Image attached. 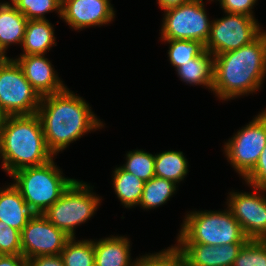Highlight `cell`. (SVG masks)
I'll return each instance as SVG.
<instances>
[{
	"instance_id": "1",
	"label": "cell",
	"mask_w": 266,
	"mask_h": 266,
	"mask_svg": "<svg viewBox=\"0 0 266 266\" xmlns=\"http://www.w3.org/2000/svg\"><path fill=\"white\" fill-rule=\"evenodd\" d=\"M36 114L40 118L47 147L53 155L84 133L103 126L83 98L68 88L43 96Z\"/></svg>"
},
{
	"instance_id": "2",
	"label": "cell",
	"mask_w": 266,
	"mask_h": 266,
	"mask_svg": "<svg viewBox=\"0 0 266 266\" xmlns=\"http://www.w3.org/2000/svg\"><path fill=\"white\" fill-rule=\"evenodd\" d=\"M266 75V32L237 50L214 56L213 89L219 99L255 92Z\"/></svg>"
},
{
	"instance_id": "3",
	"label": "cell",
	"mask_w": 266,
	"mask_h": 266,
	"mask_svg": "<svg viewBox=\"0 0 266 266\" xmlns=\"http://www.w3.org/2000/svg\"><path fill=\"white\" fill-rule=\"evenodd\" d=\"M2 168L9 175L53 159L45 142L42 124L37 114L8 116L0 128Z\"/></svg>"
},
{
	"instance_id": "4",
	"label": "cell",
	"mask_w": 266,
	"mask_h": 266,
	"mask_svg": "<svg viewBox=\"0 0 266 266\" xmlns=\"http://www.w3.org/2000/svg\"><path fill=\"white\" fill-rule=\"evenodd\" d=\"M51 159L45 164L20 169L10 176L29 208L42 214L51 207L75 181L61 175Z\"/></svg>"
},
{
	"instance_id": "5",
	"label": "cell",
	"mask_w": 266,
	"mask_h": 266,
	"mask_svg": "<svg viewBox=\"0 0 266 266\" xmlns=\"http://www.w3.org/2000/svg\"><path fill=\"white\" fill-rule=\"evenodd\" d=\"M184 220L178 235V243L220 246L246 243L249 240L229 209L218 212L206 210L191 212Z\"/></svg>"
},
{
	"instance_id": "6",
	"label": "cell",
	"mask_w": 266,
	"mask_h": 266,
	"mask_svg": "<svg viewBox=\"0 0 266 266\" xmlns=\"http://www.w3.org/2000/svg\"><path fill=\"white\" fill-rule=\"evenodd\" d=\"M90 186L75 180L62 196L42 214L69 237L75 238V227L86 222L95 213L99 196L93 195Z\"/></svg>"
},
{
	"instance_id": "7",
	"label": "cell",
	"mask_w": 266,
	"mask_h": 266,
	"mask_svg": "<svg viewBox=\"0 0 266 266\" xmlns=\"http://www.w3.org/2000/svg\"><path fill=\"white\" fill-rule=\"evenodd\" d=\"M41 98L15 60L0 63V106L7 116L36 114Z\"/></svg>"
},
{
	"instance_id": "8",
	"label": "cell",
	"mask_w": 266,
	"mask_h": 266,
	"mask_svg": "<svg viewBox=\"0 0 266 266\" xmlns=\"http://www.w3.org/2000/svg\"><path fill=\"white\" fill-rule=\"evenodd\" d=\"M161 40H196L206 44L211 29L203 0L188 3L165 11Z\"/></svg>"
},
{
	"instance_id": "9",
	"label": "cell",
	"mask_w": 266,
	"mask_h": 266,
	"mask_svg": "<svg viewBox=\"0 0 266 266\" xmlns=\"http://www.w3.org/2000/svg\"><path fill=\"white\" fill-rule=\"evenodd\" d=\"M266 145V111L239 130L224 147L227 160L245 178L257 164Z\"/></svg>"
},
{
	"instance_id": "10",
	"label": "cell",
	"mask_w": 266,
	"mask_h": 266,
	"mask_svg": "<svg viewBox=\"0 0 266 266\" xmlns=\"http://www.w3.org/2000/svg\"><path fill=\"white\" fill-rule=\"evenodd\" d=\"M227 15L211 23L205 49L213 56L237 50L261 33L260 25L255 18L243 14Z\"/></svg>"
},
{
	"instance_id": "11",
	"label": "cell",
	"mask_w": 266,
	"mask_h": 266,
	"mask_svg": "<svg viewBox=\"0 0 266 266\" xmlns=\"http://www.w3.org/2000/svg\"><path fill=\"white\" fill-rule=\"evenodd\" d=\"M70 238L43 214H34L21 231V255L27 259L59 255Z\"/></svg>"
},
{
	"instance_id": "12",
	"label": "cell",
	"mask_w": 266,
	"mask_h": 266,
	"mask_svg": "<svg viewBox=\"0 0 266 266\" xmlns=\"http://www.w3.org/2000/svg\"><path fill=\"white\" fill-rule=\"evenodd\" d=\"M228 208L249 240H266V198L259 192H231Z\"/></svg>"
},
{
	"instance_id": "13",
	"label": "cell",
	"mask_w": 266,
	"mask_h": 266,
	"mask_svg": "<svg viewBox=\"0 0 266 266\" xmlns=\"http://www.w3.org/2000/svg\"><path fill=\"white\" fill-rule=\"evenodd\" d=\"M245 243L220 246L202 243H178L177 251L182 266H232Z\"/></svg>"
},
{
	"instance_id": "14",
	"label": "cell",
	"mask_w": 266,
	"mask_h": 266,
	"mask_svg": "<svg viewBox=\"0 0 266 266\" xmlns=\"http://www.w3.org/2000/svg\"><path fill=\"white\" fill-rule=\"evenodd\" d=\"M114 13L110 0H62L61 18L76 30L108 24Z\"/></svg>"
},
{
	"instance_id": "15",
	"label": "cell",
	"mask_w": 266,
	"mask_h": 266,
	"mask_svg": "<svg viewBox=\"0 0 266 266\" xmlns=\"http://www.w3.org/2000/svg\"><path fill=\"white\" fill-rule=\"evenodd\" d=\"M14 60L41 97L66 89L52 68V64L44 55H20L18 59Z\"/></svg>"
},
{
	"instance_id": "16",
	"label": "cell",
	"mask_w": 266,
	"mask_h": 266,
	"mask_svg": "<svg viewBox=\"0 0 266 266\" xmlns=\"http://www.w3.org/2000/svg\"><path fill=\"white\" fill-rule=\"evenodd\" d=\"M34 214L13 184L0 191V221L21 232Z\"/></svg>"
},
{
	"instance_id": "17",
	"label": "cell",
	"mask_w": 266,
	"mask_h": 266,
	"mask_svg": "<svg viewBox=\"0 0 266 266\" xmlns=\"http://www.w3.org/2000/svg\"><path fill=\"white\" fill-rule=\"evenodd\" d=\"M130 242L125 237H108L94 242L95 266H133L130 261Z\"/></svg>"
},
{
	"instance_id": "18",
	"label": "cell",
	"mask_w": 266,
	"mask_h": 266,
	"mask_svg": "<svg viewBox=\"0 0 266 266\" xmlns=\"http://www.w3.org/2000/svg\"><path fill=\"white\" fill-rule=\"evenodd\" d=\"M28 19L13 4L0 3V49L5 54L7 47L23 43Z\"/></svg>"
},
{
	"instance_id": "19",
	"label": "cell",
	"mask_w": 266,
	"mask_h": 266,
	"mask_svg": "<svg viewBox=\"0 0 266 266\" xmlns=\"http://www.w3.org/2000/svg\"><path fill=\"white\" fill-rule=\"evenodd\" d=\"M56 45L54 30L48 20H28L26 24L22 55H44V53Z\"/></svg>"
},
{
	"instance_id": "20",
	"label": "cell",
	"mask_w": 266,
	"mask_h": 266,
	"mask_svg": "<svg viewBox=\"0 0 266 266\" xmlns=\"http://www.w3.org/2000/svg\"><path fill=\"white\" fill-rule=\"evenodd\" d=\"M212 56V58H211ZM181 80L189 84L205 85L213 89L214 57L205 50L201 55L177 68Z\"/></svg>"
},
{
	"instance_id": "21",
	"label": "cell",
	"mask_w": 266,
	"mask_h": 266,
	"mask_svg": "<svg viewBox=\"0 0 266 266\" xmlns=\"http://www.w3.org/2000/svg\"><path fill=\"white\" fill-rule=\"evenodd\" d=\"M113 185L119 200L127 208L139 205L145 182L121 166L114 170Z\"/></svg>"
},
{
	"instance_id": "22",
	"label": "cell",
	"mask_w": 266,
	"mask_h": 266,
	"mask_svg": "<svg viewBox=\"0 0 266 266\" xmlns=\"http://www.w3.org/2000/svg\"><path fill=\"white\" fill-rule=\"evenodd\" d=\"M188 162L181 151H163L155 155V176L175 183L184 179L188 172Z\"/></svg>"
},
{
	"instance_id": "23",
	"label": "cell",
	"mask_w": 266,
	"mask_h": 266,
	"mask_svg": "<svg viewBox=\"0 0 266 266\" xmlns=\"http://www.w3.org/2000/svg\"><path fill=\"white\" fill-rule=\"evenodd\" d=\"M176 188L175 182L155 176L145 182L139 205L144 209H151L165 204L175 193Z\"/></svg>"
},
{
	"instance_id": "24",
	"label": "cell",
	"mask_w": 266,
	"mask_h": 266,
	"mask_svg": "<svg viewBox=\"0 0 266 266\" xmlns=\"http://www.w3.org/2000/svg\"><path fill=\"white\" fill-rule=\"evenodd\" d=\"M70 238L60 253L65 266H95L94 241Z\"/></svg>"
},
{
	"instance_id": "25",
	"label": "cell",
	"mask_w": 266,
	"mask_h": 266,
	"mask_svg": "<svg viewBox=\"0 0 266 266\" xmlns=\"http://www.w3.org/2000/svg\"><path fill=\"white\" fill-rule=\"evenodd\" d=\"M170 44L168 56L171 64L176 67L189 62L201 55L206 49L205 44L196 40H164Z\"/></svg>"
},
{
	"instance_id": "26",
	"label": "cell",
	"mask_w": 266,
	"mask_h": 266,
	"mask_svg": "<svg viewBox=\"0 0 266 266\" xmlns=\"http://www.w3.org/2000/svg\"><path fill=\"white\" fill-rule=\"evenodd\" d=\"M127 162L121 166L127 172L135 175L144 182L155 177V156L142 150L127 153Z\"/></svg>"
},
{
	"instance_id": "27",
	"label": "cell",
	"mask_w": 266,
	"mask_h": 266,
	"mask_svg": "<svg viewBox=\"0 0 266 266\" xmlns=\"http://www.w3.org/2000/svg\"><path fill=\"white\" fill-rule=\"evenodd\" d=\"M28 20H44V14L57 11L61 17L62 0H11Z\"/></svg>"
},
{
	"instance_id": "28",
	"label": "cell",
	"mask_w": 266,
	"mask_h": 266,
	"mask_svg": "<svg viewBox=\"0 0 266 266\" xmlns=\"http://www.w3.org/2000/svg\"><path fill=\"white\" fill-rule=\"evenodd\" d=\"M232 266H266V240H248Z\"/></svg>"
},
{
	"instance_id": "29",
	"label": "cell",
	"mask_w": 266,
	"mask_h": 266,
	"mask_svg": "<svg viewBox=\"0 0 266 266\" xmlns=\"http://www.w3.org/2000/svg\"><path fill=\"white\" fill-rule=\"evenodd\" d=\"M0 255H21V232L0 221Z\"/></svg>"
},
{
	"instance_id": "30",
	"label": "cell",
	"mask_w": 266,
	"mask_h": 266,
	"mask_svg": "<svg viewBox=\"0 0 266 266\" xmlns=\"http://www.w3.org/2000/svg\"><path fill=\"white\" fill-rule=\"evenodd\" d=\"M133 266H182L177 251L169 247L165 251L138 258Z\"/></svg>"
},
{
	"instance_id": "31",
	"label": "cell",
	"mask_w": 266,
	"mask_h": 266,
	"mask_svg": "<svg viewBox=\"0 0 266 266\" xmlns=\"http://www.w3.org/2000/svg\"><path fill=\"white\" fill-rule=\"evenodd\" d=\"M244 179L255 191H266V145L260 154L257 164Z\"/></svg>"
},
{
	"instance_id": "32",
	"label": "cell",
	"mask_w": 266,
	"mask_h": 266,
	"mask_svg": "<svg viewBox=\"0 0 266 266\" xmlns=\"http://www.w3.org/2000/svg\"><path fill=\"white\" fill-rule=\"evenodd\" d=\"M257 0H220L221 8L225 13L243 14L253 17L252 8Z\"/></svg>"
},
{
	"instance_id": "33",
	"label": "cell",
	"mask_w": 266,
	"mask_h": 266,
	"mask_svg": "<svg viewBox=\"0 0 266 266\" xmlns=\"http://www.w3.org/2000/svg\"><path fill=\"white\" fill-rule=\"evenodd\" d=\"M28 262L29 266H65L60 254L32 257Z\"/></svg>"
},
{
	"instance_id": "34",
	"label": "cell",
	"mask_w": 266,
	"mask_h": 266,
	"mask_svg": "<svg viewBox=\"0 0 266 266\" xmlns=\"http://www.w3.org/2000/svg\"><path fill=\"white\" fill-rule=\"evenodd\" d=\"M0 266H29V262L22 255H0Z\"/></svg>"
},
{
	"instance_id": "35",
	"label": "cell",
	"mask_w": 266,
	"mask_h": 266,
	"mask_svg": "<svg viewBox=\"0 0 266 266\" xmlns=\"http://www.w3.org/2000/svg\"><path fill=\"white\" fill-rule=\"evenodd\" d=\"M190 1L191 0H158V4L161 9L166 11L168 9L178 7Z\"/></svg>"
},
{
	"instance_id": "36",
	"label": "cell",
	"mask_w": 266,
	"mask_h": 266,
	"mask_svg": "<svg viewBox=\"0 0 266 266\" xmlns=\"http://www.w3.org/2000/svg\"><path fill=\"white\" fill-rule=\"evenodd\" d=\"M7 114L3 111V109L0 106V128L3 125V123L6 121Z\"/></svg>"
},
{
	"instance_id": "37",
	"label": "cell",
	"mask_w": 266,
	"mask_h": 266,
	"mask_svg": "<svg viewBox=\"0 0 266 266\" xmlns=\"http://www.w3.org/2000/svg\"><path fill=\"white\" fill-rule=\"evenodd\" d=\"M8 57L3 53V51L0 49V63H3Z\"/></svg>"
}]
</instances>
